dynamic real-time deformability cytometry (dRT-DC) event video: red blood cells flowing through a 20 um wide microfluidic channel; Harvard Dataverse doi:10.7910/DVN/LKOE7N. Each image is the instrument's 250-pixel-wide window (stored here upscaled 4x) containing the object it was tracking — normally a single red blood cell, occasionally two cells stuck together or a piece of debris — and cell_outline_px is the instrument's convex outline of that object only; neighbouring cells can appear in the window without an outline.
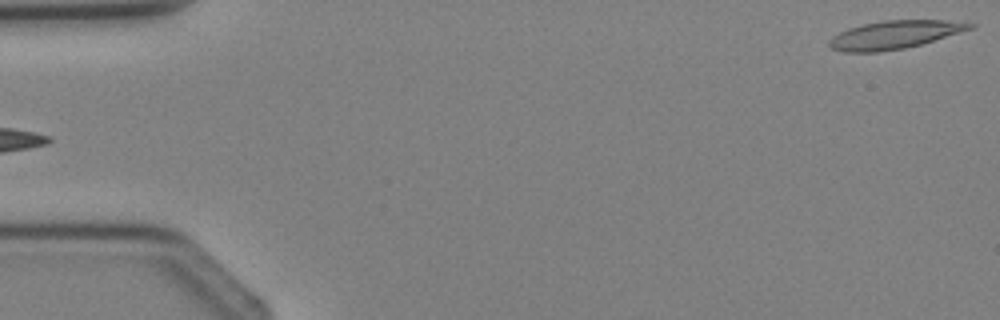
{"species": "Egyptian fruit bat (a non-hibernating species)", "species_latin": "Rousettus aegyptiacus", "temperature_condition": "cold", "stored_images_in_passage": 3, "camera_frame_rate_fps": 3000, "um_per_image_px": 0.085, "animal": {"sex": "female"}, "frame": {"image": 1, "passage_image": 3, "time_ms": 2.333, "image_size_px": [1000, 320], "cell_outline_px": [[976, 24], [972, 28], [960, 32], [920, 44], [904, 48], [880, 52], [844, 52], [832, 48], [828, 44], [828, 40], [832, 36], [848, 28], [864, 24], [884, 20], [944, 20]], "centroid_in_image_um": [75.97, 2.96], "position_along_channel_um": 9.0, "area_um2": 22.77}}